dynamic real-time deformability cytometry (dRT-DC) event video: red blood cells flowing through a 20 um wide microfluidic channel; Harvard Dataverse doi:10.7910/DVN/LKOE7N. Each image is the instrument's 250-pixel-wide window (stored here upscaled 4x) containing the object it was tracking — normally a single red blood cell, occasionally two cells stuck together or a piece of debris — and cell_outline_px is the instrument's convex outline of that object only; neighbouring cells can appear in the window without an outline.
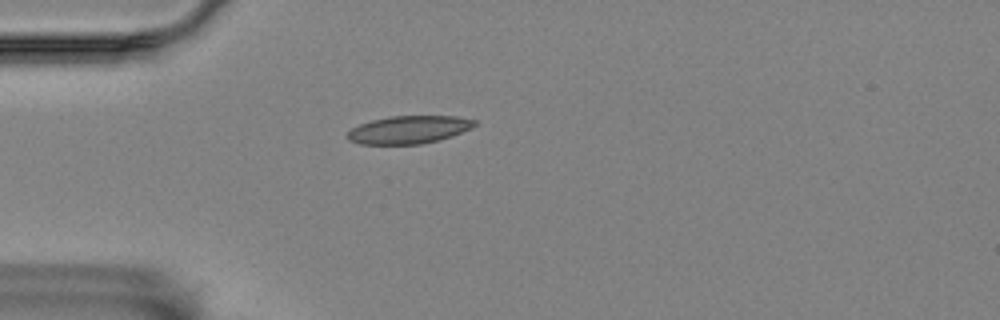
{"species": "Egyptian fruit bat (a non-hibernating species)", "species_latin": "Rousettus aegyptiacus", "temperature_condition": "room temperature", "stored_images_in_passage": 2, "camera_frame_rate_fps": 3000, "um_per_image_px": 0.085, "animal": {"sex": "female"}, "frame": {"image": 1, "passage_image": 1, "time_ms": 0.0, "image_size_px": [1000, 320], "cell_outline_px": [[476, 124], [472, 128], [452, 136], [420, 144], [360, 144], [348, 140], [344, 136], [352, 128], [360, 124], [372, 120], [388, 116], [456, 116], [476, 120]], "centroid_in_image_um": [34.72, 11.02], "position_along_channel_um": 50.3, "area_um2": 20.63}}